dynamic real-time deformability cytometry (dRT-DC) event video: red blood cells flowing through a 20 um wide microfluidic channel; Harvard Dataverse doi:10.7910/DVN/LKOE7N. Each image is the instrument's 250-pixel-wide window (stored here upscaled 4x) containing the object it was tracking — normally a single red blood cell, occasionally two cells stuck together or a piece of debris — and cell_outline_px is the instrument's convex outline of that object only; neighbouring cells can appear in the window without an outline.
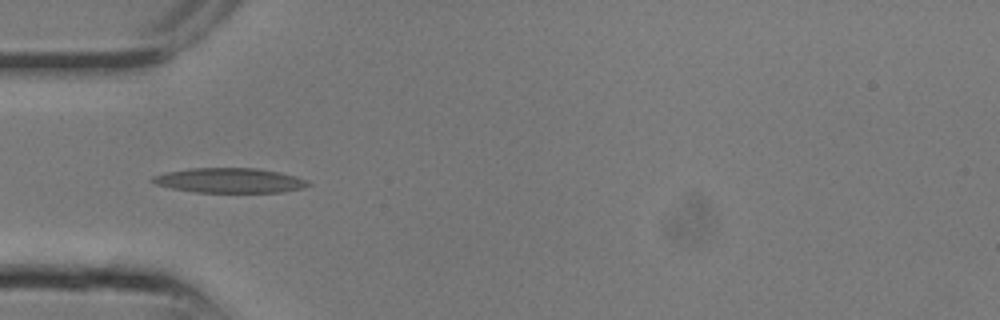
{"species": "common noctule bat (a hibernating species)", "species_latin": "Nyctalus noctula", "temperature_condition": "room temperature", "stored_images_in_passage": 2, "camera_frame_rate_fps": 3000, "um_per_image_px": 0.085, "animal": {"sex": "male", "body_mass_g": 13.3}, "frame": {"image": 1, "passage_image": 1, "time_ms": 0.0, "image_size_px": [1000, 320], "cell_outline_px": [[312, 184], [304, 188], [284, 192], [196, 192], [172, 188], [156, 184], [148, 180], [152, 176], [164, 172], [188, 168], [256, 168], [280, 172], [296, 176], [308, 180]], "centroid_in_image_um": [19.52, 15.33], "position_along_channel_um": 65.5, "area_um2": 22.72}}